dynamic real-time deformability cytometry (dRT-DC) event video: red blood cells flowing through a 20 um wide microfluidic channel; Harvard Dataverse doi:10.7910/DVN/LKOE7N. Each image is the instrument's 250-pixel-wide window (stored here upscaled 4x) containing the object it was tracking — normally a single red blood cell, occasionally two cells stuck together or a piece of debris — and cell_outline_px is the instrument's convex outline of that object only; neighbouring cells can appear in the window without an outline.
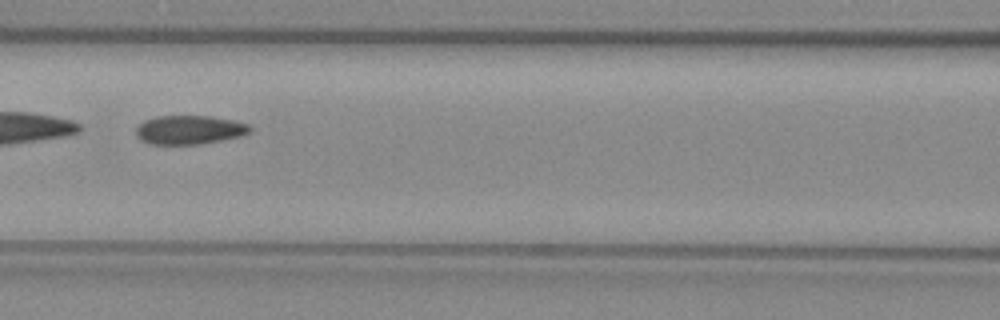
{"species": "common noctule bat (a hibernating species)", "species_latin": "Nyctalus noctula", "temperature_condition": "warm", "stored_images_in_passage": 44, "camera_frame_rate_fps": 3000, "um_per_image_px": 0.085, "animal": {"sex": "female", "body_mass_g": 29.2, "forearm_length_mm": 56.3}, "frame": {"image": 1, "passage_image": 17, "time_ms": 5.333, "image_size_px": [1000, 320], "cell_outline_px": [[252, 132], [244, 136], [224, 140], [200, 144], [148, 144], [140, 140], [136, 136], [136, 128], [144, 120], [156, 116], [212, 116], [236, 120], [248, 124], [252, 128]], "centroid_in_image_um": [16.15, 11.04], "position_along_channel_um": 150.5, "area_um2": 19.59}, "authors_computed_cell_mechanics": {"area_um2": 20.2878, "velocity_mm_per_s": 3.9992, "shape_relaxation_time_tau1_ms": null, "shape_relaxation_time_tau2_ms": 1.9335, "deformation_change_tau1": null, "deformation_change_tau2": 0.0775}}